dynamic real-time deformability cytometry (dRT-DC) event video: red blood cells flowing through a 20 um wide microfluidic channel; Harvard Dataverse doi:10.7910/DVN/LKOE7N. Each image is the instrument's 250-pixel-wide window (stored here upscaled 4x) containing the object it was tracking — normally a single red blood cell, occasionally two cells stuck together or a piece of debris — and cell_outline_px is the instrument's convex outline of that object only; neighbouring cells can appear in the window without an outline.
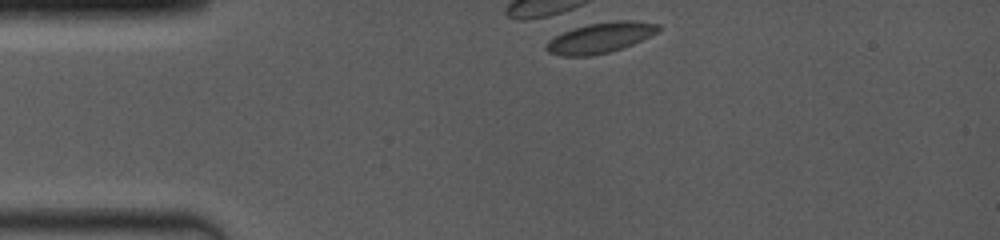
{"species": "common noctule bat (a hibernating species)", "species_latin": "Nyctalus noctula", "temperature_condition": "room temperature", "stored_images_in_passage": 1, "camera_frame_rate_fps": 4000, "um_per_image_px": 0.085, "animal": {"sex": "female", "body_mass_g": 19.0, "forearm_length_mm": 53.3}, "frame": {"image": 1, "passage_image": 1, "time_ms": 0.0, "image_size_px": [1000, 240], "cell_outline_px": [[660, 32], [624, 48], [608, 52], [588, 56], [560, 56], [548, 52], [544, 48], [544, 44], [548, 40], [572, 28], [588, 24], [616, 20], [632, 20], [660, 24]], "centroid_in_image_um": [51.04, 3.21], "position_along_channel_um": 34.0, "area_um2": 20.11}}